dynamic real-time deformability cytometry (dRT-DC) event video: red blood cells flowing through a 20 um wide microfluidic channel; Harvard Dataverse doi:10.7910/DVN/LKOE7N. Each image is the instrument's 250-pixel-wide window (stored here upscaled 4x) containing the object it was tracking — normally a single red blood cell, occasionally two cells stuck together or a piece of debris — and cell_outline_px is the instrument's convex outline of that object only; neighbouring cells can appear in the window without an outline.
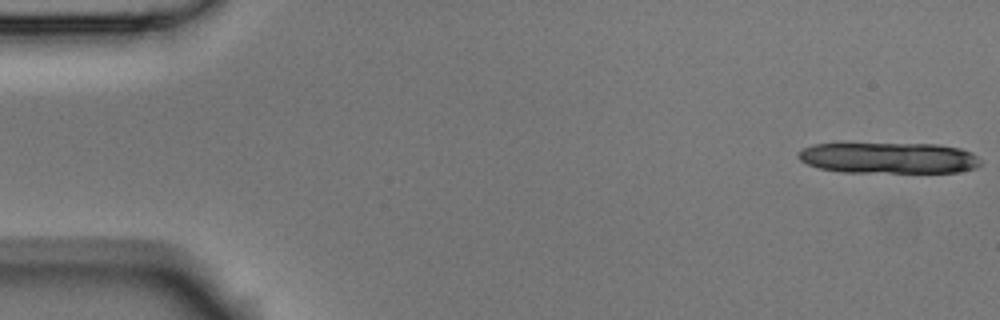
{"species": "Egyptian fruit bat (a non-hibernating species)", "species_latin": "Rousettus aegyptiacus", "temperature_condition": "room temperature", "stored_images_in_passage": 3, "segment_of_instrument_passage": [2, 2], "camera_frame_rate_fps": 3000, "um_per_image_px": 0.085, "animal": {"sex": "male"}, "frame": {"image": 1, "passage_image": 3, "time_ms": 0.667, "image_size_px": [1000, 320], "cell_outline_px": [[980, 164], [976, 168], [960, 172], [844, 172], [820, 168], [808, 164], [800, 160], [796, 156], [804, 148], [812, 144], [936, 144], [960, 148], [972, 152], [980, 160]], "centroid_in_image_um": [75.57, 13.43], "position_along_channel_um": 9.4, "area_um2": 32.83}}